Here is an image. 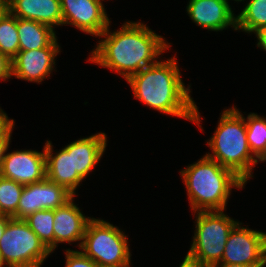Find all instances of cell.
Returning a JSON list of instances; mask_svg holds the SVG:
<instances>
[{"label":"cell","instance_id":"1","mask_svg":"<svg viewBox=\"0 0 266 267\" xmlns=\"http://www.w3.org/2000/svg\"><path fill=\"white\" fill-rule=\"evenodd\" d=\"M109 26L101 33L87 62L115 71L124 80L158 62L171 44L140 21H126L119 30Z\"/></svg>","mask_w":266,"mask_h":267},{"label":"cell","instance_id":"2","mask_svg":"<svg viewBox=\"0 0 266 267\" xmlns=\"http://www.w3.org/2000/svg\"><path fill=\"white\" fill-rule=\"evenodd\" d=\"M176 56L159 60L155 64L131 75L126 81L134 98L162 114L189 120L200 124V112L191 97V85H185L181 78ZM186 86V87H185Z\"/></svg>","mask_w":266,"mask_h":267},{"label":"cell","instance_id":"3","mask_svg":"<svg viewBox=\"0 0 266 267\" xmlns=\"http://www.w3.org/2000/svg\"><path fill=\"white\" fill-rule=\"evenodd\" d=\"M192 212L224 211L232 189H243L245 182L231 169L204 155L180 171Z\"/></svg>","mask_w":266,"mask_h":267},{"label":"cell","instance_id":"4","mask_svg":"<svg viewBox=\"0 0 266 267\" xmlns=\"http://www.w3.org/2000/svg\"><path fill=\"white\" fill-rule=\"evenodd\" d=\"M217 128L208 139L212 153L205 155L221 166L231 169L245 183L252 178L253 169L260 161L252 154L247 142L243 114L234 106L220 113Z\"/></svg>","mask_w":266,"mask_h":267},{"label":"cell","instance_id":"5","mask_svg":"<svg viewBox=\"0 0 266 267\" xmlns=\"http://www.w3.org/2000/svg\"><path fill=\"white\" fill-rule=\"evenodd\" d=\"M80 250L99 267H130L128 237L110 222L92 217L86 226Z\"/></svg>","mask_w":266,"mask_h":267},{"label":"cell","instance_id":"6","mask_svg":"<svg viewBox=\"0 0 266 267\" xmlns=\"http://www.w3.org/2000/svg\"><path fill=\"white\" fill-rule=\"evenodd\" d=\"M194 213L195 231L187 255L211 267L221 262L229 234L239 221L224 211Z\"/></svg>","mask_w":266,"mask_h":267},{"label":"cell","instance_id":"7","mask_svg":"<svg viewBox=\"0 0 266 267\" xmlns=\"http://www.w3.org/2000/svg\"><path fill=\"white\" fill-rule=\"evenodd\" d=\"M51 254L24 219H8L0 239V257L6 267H41Z\"/></svg>","mask_w":266,"mask_h":267},{"label":"cell","instance_id":"8","mask_svg":"<svg viewBox=\"0 0 266 267\" xmlns=\"http://www.w3.org/2000/svg\"><path fill=\"white\" fill-rule=\"evenodd\" d=\"M241 225L239 222L231 230L220 263L260 267L265 264V232Z\"/></svg>","mask_w":266,"mask_h":267},{"label":"cell","instance_id":"9","mask_svg":"<svg viewBox=\"0 0 266 267\" xmlns=\"http://www.w3.org/2000/svg\"><path fill=\"white\" fill-rule=\"evenodd\" d=\"M104 0H60L63 25L98 37L111 23Z\"/></svg>","mask_w":266,"mask_h":267},{"label":"cell","instance_id":"10","mask_svg":"<svg viewBox=\"0 0 266 267\" xmlns=\"http://www.w3.org/2000/svg\"><path fill=\"white\" fill-rule=\"evenodd\" d=\"M57 37L44 48L19 51L12 59V77L29 82L41 83L50 78L57 55L61 53Z\"/></svg>","mask_w":266,"mask_h":267},{"label":"cell","instance_id":"11","mask_svg":"<svg viewBox=\"0 0 266 267\" xmlns=\"http://www.w3.org/2000/svg\"><path fill=\"white\" fill-rule=\"evenodd\" d=\"M72 197L63 186L53 183L47 177L42 181L24 185L17 207V219H25L39 210H55Z\"/></svg>","mask_w":266,"mask_h":267},{"label":"cell","instance_id":"12","mask_svg":"<svg viewBox=\"0 0 266 267\" xmlns=\"http://www.w3.org/2000/svg\"><path fill=\"white\" fill-rule=\"evenodd\" d=\"M7 147L0 169V176L27 185L46 178V159L42 152L31 149L8 152Z\"/></svg>","mask_w":266,"mask_h":267},{"label":"cell","instance_id":"13","mask_svg":"<svg viewBox=\"0 0 266 267\" xmlns=\"http://www.w3.org/2000/svg\"><path fill=\"white\" fill-rule=\"evenodd\" d=\"M186 11L192 22L210 31L236 30V14L224 0H189Z\"/></svg>","mask_w":266,"mask_h":267},{"label":"cell","instance_id":"14","mask_svg":"<svg viewBox=\"0 0 266 267\" xmlns=\"http://www.w3.org/2000/svg\"><path fill=\"white\" fill-rule=\"evenodd\" d=\"M74 198L75 196L54 210V251L59 243L77 242L79 249L82 245L85 229L91 217L83 214L78 204L74 203Z\"/></svg>","mask_w":266,"mask_h":267},{"label":"cell","instance_id":"15","mask_svg":"<svg viewBox=\"0 0 266 267\" xmlns=\"http://www.w3.org/2000/svg\"><path fill=\"white\" fill-rule=\"evenodd\" d=\"M107 146V135L104 132L92 134L69 143L64 149L72 153L73 174L83 180L100 162Z\"/></svg>","mask_w":266,"mask_h":267},{"label":"cell","instance_id":"16","mask_svg":"<svg viewBox=\"0 0 266 267\" xmlns=\"http://www.w3.org/2000/svg\"><path fill=\"white\" fill-rule=\"evenodd\" d=\"M8 12L21 19L33 20L50 26H63L60 0H11Z\"/></svg>","mask_w":266,"mask_h":267},{"label":"cell","instance_id":"17","mask_svg":"<svg viewBox=\"0 0 266 267\" xmlns=\"http://www.w3.org/2000/svg\"><path fill=\"white\" fill-rule=\"evenodd\" d=\"M46 159V177L53 183L63 186L68 192L75 196L76 189L81 185L83 179L78 174H73L72 153L64 148L53 153V145L46 140L44 145Z\"/></svg>","mask_w":266,"mask_h":267},{"label":"cell","instance_id":"18","mask_svg":"<svg viewBox=\"0 0 266 267\" xmlns=\"http://www.w3.org/2000/svg\"><path fill=\"white\" fill-rule=\"evenodd\" d=\"M19 51L47 47L57 36L50 26L33 20L17 18Z\"/></svg>","mask_w":266,"mask_h":267},{"label":"cell","instance_id":"19","mask_svg":"<svg viewBox=\"0 0 266 267\" xmlns=\"http://www.w3.org/2000/svg\"><path fill=\"white\" fill-rule=\"evenodd\" d=\"M244 119L250 151L260 162H266V117L251 112Z\"/></svg>","mask_w":266,"mask_h":267},{"label":"cell","instance_id":"20","mask_svg":"<svg viewBox=\"0 0 266 267\" xmlns=\"http://www.w3.org/2000/svg\"><path fill=\"white\" fill-rule=\"evenodd\" d=\"M266 26V0H249L242 11L236 15V30L254 33Z\"/></svg>","mask_w":266,"mask_h":267},{"label":"cell","instance_id":"21","mask_svg":"<svg viewBox=\"0 0 266 267\" xmlns=\"http://www.w3.org/2000/svg\"><path fill=\"white\" fill-rule=\"evenodd\" d=\"M29 225L30 229L36 233L39 239L46 245V247L54 252V210L44 209L30 214L24 219Z\"/></svg>","mask_w":266,"mask_h":267},{"label":"cell","instance_id":"22","mask_svg":"<svg viewBox=\"0 0 266 267\" xmlns=\"http://www.w3.org/2000/svg\"><path fill=\"white\" fill-rule=\"evenodd\" d=\"M0 52L11 60L19 52L17 17L8 11L0 18Z\"/></svg>","mask_w":266,"mask_h":267},{"label":"cell","instance_id":"23","mask_svg":"<svg viewBox=\"0 0 266 267\" xmlns=\"http://www.w3.org/2000/svg\"><path fill=\"white\" fill-rule=\"evenodd\" d=\"M24 188L23 184L0 176V212L17 219V207Z\"/></svg>","mask_w":266,"mask_h":267},{"label":"cell","instance_id":"24","mask_svg":"<svg viewBox=\"0 0 266 267\" xmlns=\"http://www.w3.org/2000/svg\"><path fill=\"white\" fill-rule=\"evenodd\" d=\"M65 251V267H99L91 258L82 251L70 248Z\"/></svg>","mask_w":266,"mask_h":267},{"label":"cell","instance_id":"25","mask_svg":"<svg viewBox=\"0 0 266 267\" xmlns=\"http://www.w3.org/2000/svg\"><path fill=\"white\" fill-rule=\"evenodd\" d=\"M14 126L15 121L0 135V169L4 160L5 151L11 142L12 130Z\"/></svg>","mask_w":266,"mask_h":267},{"label":"cell","instance_id":"26","mask_svg":"<svg viewBox=\"0 0 266 267\" xmlns=\"http://www.w3.org/2000/svg\"><path fill=\"white\" fill-rule=\"evenodd\" d=\"M12 77V60L0 52V80L7 81Z\"/></svg>","mask_w":266,"mask_h":267},{"label":"cell","instance_id":"27","mask_svg":"<svg viewBox=\"0 0 266 267\" xmlns=\"http://www.w3.org/2000/svg\"><path fill=\"white\" fill-rule=\"evenodd\" d=\"M257 37V47L266 51V26L254 32Z\"/></svg>","mask_w":266,"mask_h":267},{"label":"cell","instance_id":"28","mask_svg":"<svg viewBox=\"0 0 266 267\" xmlns=\"http://www.w3.org/2000/svg\"><path fill=\"white\" fill-rule=\"evenodd\" d=\"M179 267H210V266L202 263L201 261L195 260L186 254L184 260L182 261V263H180Z\"/></svg>","mask_w":266,"mask_h":267},{"label":"cell","instance_id":"29","mask_svg":"<svg viewBox=\"0 0 266 267\" xmlns=\"http://www.w3.org/2000/svg\"><path fill=\"white\" fill-rule=\"evenodd\" d=\"M14 122L8 115L0 108V135Z\"/></svg>","mask_w":266,"mask_h":267},{"label":"cell","instance_id":"30","mask_svg":"<svg viewBox=\"0 0 266 267\" xmlns=\"http://www.w3.org/2000/svg\"><path fill=\"white\" fill-rule=\"evenodd\" d=\"M10 217L9 216H6V215H3L1 218H0V239L2 237V235L4 234V231H5V228H6V225H7V221Z\"/></svg>","mask_w":266,"mask_h":267},{"label":"cell","instance_id":"31","mask_svg":"<svg viewBox=\"0 0 266 267\" xmlns=\"http://www.w3.org/2000/svg\"><path fill=\"white\" fill-rule=\"evenodd\" d=\"M211 267H250L242 264H227V263H218L216 265H213Z\"/></svg>","mask_w":266,"mask_h":267},{"label":"cell","instance_id":"32","mask_svg":"<svg viewBox=\"0 0 266 267\" xmlns=\"http://www.w3.org/2000/svg\"><path fill=\"white\" fill-rule=\"evenodd\" d=\"M8 11L7 5L0 1V18Z\"/></svg>","mask_w":266,"mask_h":267},{"label":"cell","instance_id":"33","mask_svg":"<svg viewBox=\"0 0 266 267\" xmlns=\"http://www.w3.org/2000/svg\"><path fill=\"white\" fill-rule=\"evenodd\" d=\"M264 260H265V265H266V232H265Z\"/></svg>","mask_w":266,"mask_h":267},{"label":"cell","instance_id":"34","mask_svg":"<svg viewBox=\"0 0 266 267\" xmlns=\"http://www.w3.org/2000/svg\"><path fill=\"white\" fill-rule=\"evenodd\" d=\"M0 1L3 2V3H5L6 5H8L11 0H0Z\"/></svg>","mask_w":266,"mask_h":267},{"label":"cell","instance_id":"35","mask_svg":"<svg viewBox=\"0 0 266 267\" xmlns=\"http://www.w3.org/2000/svg\"><path fill=\"white\" fill-rule=\"evenodd\" d=\"M0 267H6V266L4 265V263H3L2 259H1V257H0Z\"/></svg>","mask_w":266,"mask_h":267},{"label":"cell","instance_id":"36","mask_svg":"<svg viewBox=\"0 0 266 267\" xmlns=\"http://www.w3.org/2000/svg\"><path fill=\"white\" fill-rule=\"evenodd\" d=\"M224 1H229V0H224ZM233 1V0H232ZM234 1H236V2H242V1H244V0H234Z\"/></svg>","mask_w":266,"mask_h":267}]
</instances>
